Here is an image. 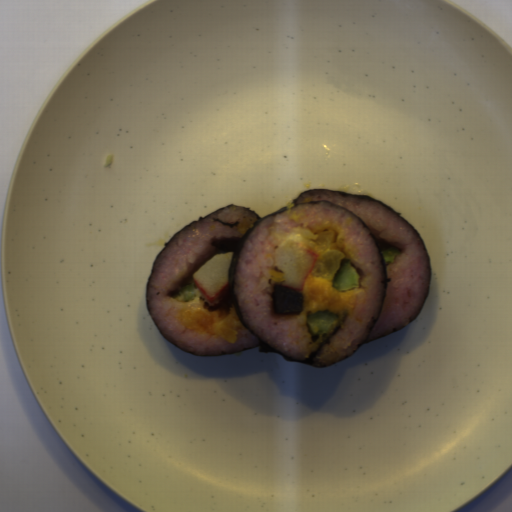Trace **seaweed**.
<instances>
[{
    "mask_svg": "<svg viewBox=\"0 0 512 512\" xmlns=\"http://www.w3.org/2000/svg\"><path fill=\"white\" fill-rule=\"evenodd\" d=\"M315 190H316V191H334V192L339 193V194L344 195V196H349V197H355V198L365 199V200H368V201H371V202L377 203V204H379V205H382V206H384V207H386V208L391 209V210H392L393 212H395V213H396L400 218H402V219H403V220H404V221H405L409 226H411V227L414 229V227H413V226H412V225H411V224H410V223H409V222H408V221H407V220H406V219H405V218H404L400 213H398L396 210H394V209H393L392 207H390L389 205H387V204H385V203H383V202H381V201H379V200H377V199H375V198H373V197H371V196L355 195V194L345 193V192H341V191L329 190V189H322V188H309V189H307V190L303 191V192H302V193H300V194H299V195H298L294 200H292L291 202H289L287 205H285V206H284V207H282L281 209H279V210H277V211H275V212H273V213H271V214H269V215H267V216H265V217H263V218H261L258 214H256L252 209L246 208V207L241 206V205H230V206H224V207H222V208H220V209H218V210H221V209H223V208H225V207H232V206H233V207H240V208H244V209H249V210H250V211L255 215V217H256V222H255V223L251 226V228H250V229H249V230H248V231H247V232H246V233H245V234H244V235L239 239V241H238V243H237V245H236V247H235V249H234V251H233V252H234V254H233L232 261H231V266H230L229 283H228V291H227V295H229V297H230V299H231V301H232V303H233V305H234V307H235V310H236V312H237V315H238V318H239L240 322L243 324V326H244V327H245L249 332H251V333H252L256 338H258V339H259V344H258L257 346H254V347H258V348H259L260 353H265V354H279V355H280L281 357H283L285 360L291 361V362H293V363H301V364H305V365H308V366H311V367L324 368V367H328V366L337 365V364L341 363L342 361H344V360L348 359V358H349L351 355H353V354H354V353H355V352H356V351H357V350H358V349H359V348H360L364 343L371 342V341H374V340H378V339H380V338H383V337H385V336H388V335H390V334H393V333H395V332H398V331H400V330H403L404 328H406L407 326H409L410 324H412L413 322H415V321H416V319L418 318V316L421 314V312H422V310H423V308H424V306H425V304H426V302H427L428 296H427V298H426V300H425V302H424V304H423V306H422V308H421V310H420L419 314L417 315V317L414 319V321H413L412 323H410V324H408V325H406V326H404V327H402V328H399V329H397V330H395V331H393V332H390V333H388V334H386V335H383V336H380V337H377V338H374V339L368 340V338H369V336H370V334H371V331H372V329H373V327H374V325H375V323H376V321H377V319H378V316H379V313H380V309H381V306H382V303H383V299H384V296H385V292H386V289H387V285H388V283L390 282L389 278H387V265H386V262L384 261V259H383L382 255H381L380 248H379V245H381V244H380V243H379V242H378V241L373 237V235H372L371 231L369 230V228L367 227V225L365 224V222L363 221V219H362V218H360L359 216H357L356 214H354L353 212H351L350 210H348V209H347V208H345V207H342V206H339V205H336V204H333V203H330V202H308V203H302V204H301V203H298V200H299V196H300V195H302L304 192H310V191H315ZM314 203H327V204H330V205H332V206H335V207L341 208V209H343V210H346L348 213H350L354 218H356L360 223H362V224L365 226V228H366V230H367L368 234L370 235V237H371V239H372V241H373V243H374V245H375V247H376V249H377V252H378V254H379V256H380V259H381V261H382V263H383L384 274H385V280H386V285H385V289H384V293H383V297H382V301H381V305H380L379 313H378V315H377V317H376V319H375V322H374V324H373V326H372V328H371L370 332L367 334V336L365 337V339L363 340V342H362V343L360 344V346H359L355 351H353V352H352L348 357H346V358H344V359H342V360H340V361H338V362H334V363H331V364H325V365H314V363H313V362H314V360H315V358H316V356H317V354H318L319 350H320V349H321V348L326 344V342H327V341H328V340H329V339H330V338L335 334V332L338 330V328H339L340 326H338V327H337V328H336V329H335V330H334V331H333V332H332V333L327 337V339H326V340H325V341H324V342H323V343H322V344H321V345H320V346H319V347H318V348H317L313 353H311L308 357H306V358H304V359H302V360H297V359L292 358V357H290V356H288V355H285V354L281 353L280 351H278V350L274 349L273 347H271V346L267 345L266 343H264V342H263V341H262V340H261V339H260V338H259V337H258V336H257V335L252 331V330H251V328L246 324V322H245V321L243 320V318H242V315H241V312H240V308H239V305H238V302H237V299H236V296H235V293H234V290H233L235 267H236V263H237V258H238L239 251H240L241 247L243 246L244 242L246 241L247 237H248V236L250 235V233L254 230V228H255L257 225H259L262 221H264L265 219L270 218V217H272V216H274V215H277V214H280V213H282V212H285V211H287V210H289V209H292V208H294V207H296V206H300V205H303V204H314ZM218 210H216V211H218ZM216 211H214V212H216ZM214 212H212V213H210V214H208V215H206V216H204V217H202V218H200V219L194 220L193 222H191L190 224H188L187 226H185L184 228H182L181 230H179L178 232H176V233H175V234H174V235H173V236H172V237H171V238H170V239H169V240L164 244V246L160 249V251L158 252V254L156 255V257L154 258V260H153V262H152V265H151V268H150V271H149V275H148V278H147L146 284H145V292H146V303H147V309H148V313H149V315H150V317H151V319H152V320H153V318H152L151 313H150V310H149V308H148L147 289H148V285H149L150 277H151L152 272H153V270H154V267H155V264H156V262H157V259H158L159 254L164 250V248H165V247H166V246H167V245H168V244L173 240V238H174L177 234H179L181 231H183L184 229H186L187 227H189V226H190V225H192L193 223H195V222H197V221H199V220H201V219H203V218H205V217H207V216H209V215L213 214ZM414 230H415V229H414ZM415 232H416V234H417V236H418V238H419V240H420V242H421V244H422V246H423V249H424V252H425V255H426V258H427V262H428V268H429V273H430L429 290H428V295H429L430 287H431V279H432V271H431L430 257H429V255H428L427 249H426V247H425V245H424V243H423V241H422V239H421L420 235L418 234V232H417L416 230H415ZM153 322H154V320H153ZM154 324H155V322H154ZM155 326L157 327V325H156V324H155ZM157 329H158V327H157ZM158 331H159L160 335H161L163 338H165V337L161 334V332H160V330H159V329H158ZM165 339H166L169 343H171L167 338H165ZM367 340H368V341H367ZM171 344H172V343H171ZM172 345H173L174 347H176L177 349L181 350L180 348H178V347H177V346H175L174 344H172ZM254 347H251V348H254ZM251 348H249V349H251ZM249 349H246V350H249ZM246 350H243V351H246ZM181 351H183V350H181ZM243 351H239V352H235V353H231V354H227V355L238 354V353H241V352H243ZM184 352H186V351H184ZM186 353H188V352H186ZM188 354L193 355V354H191V353H188ZM227 355H218V356H210V357H221V356H227ZM199 356H201V355H199ZM207 357H209V356H207Z\"/></svg>",
    "mask_w": 512,
    "mask_h": 512,
    "instance_id": "1",
    "label": "seaweed"
}]
</instances>
